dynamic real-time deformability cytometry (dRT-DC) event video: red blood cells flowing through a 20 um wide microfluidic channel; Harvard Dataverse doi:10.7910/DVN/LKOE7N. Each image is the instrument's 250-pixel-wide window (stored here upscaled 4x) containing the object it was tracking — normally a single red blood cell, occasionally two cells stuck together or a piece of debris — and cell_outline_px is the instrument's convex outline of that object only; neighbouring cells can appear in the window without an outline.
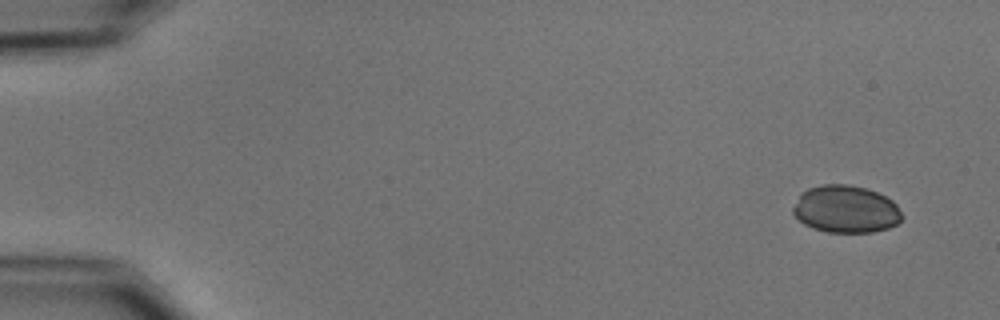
{"species": "common noctule bat (a hibernating species)", "species_latin": "Nyctalus noctula", "temperature_condition": "cold", "stored_images_in_passage": 6, "camera_frame_rate_fps": 3000, "um_per_image_px": 0.085, "animal": {"sex": "male", "body_mass_g": 15.6}, "frame": {"image": 1, "passage_image": 1, "time_ms": 0.0, "image_size_px": [1000, 320], "cell_outline_px": [[904, 216], [896, 224], [888, 228], [872, 232], [828, 232], [812, 228], [804, 224], [792, 212], [792, 208], [800, 192], [808, 188], [820, 184], [848, 184], [868, 188], [892, 200], [896, 204]], "centroid_in_image_um": [71.88, 17.77], "position_along_channel_um": 13.1, "area_um2": 30.29}}